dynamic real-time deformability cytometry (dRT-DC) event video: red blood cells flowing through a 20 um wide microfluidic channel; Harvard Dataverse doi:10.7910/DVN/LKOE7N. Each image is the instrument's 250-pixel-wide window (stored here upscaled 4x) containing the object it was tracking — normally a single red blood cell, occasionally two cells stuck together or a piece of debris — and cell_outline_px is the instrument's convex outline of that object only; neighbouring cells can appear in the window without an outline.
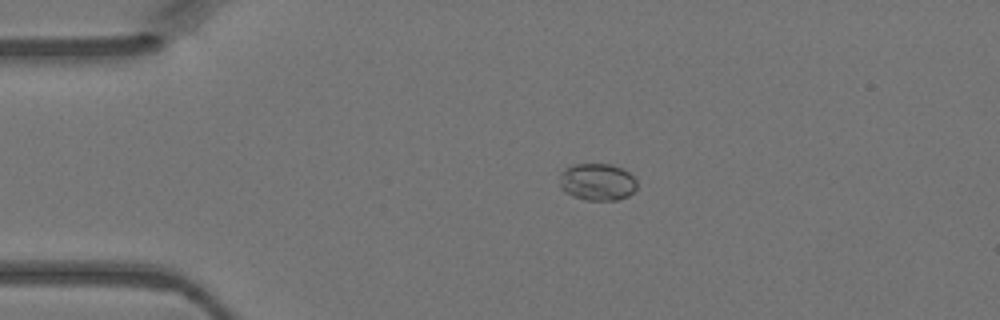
{"species": "Egyptian fruit bat (a non-hibernating species)", "species_latin": "Rousettus aegyptiacus", "temperature_condition": "warm", "stored_images_in_passage": 38, "camera_frame_rate_fps": 3000, "um_per_image_px": 0.085, "animal": {"sex": "female"}, "frame": {"image": 1, "passage_image": 1, "time_ms": 0.0, "image_size_px": [1000, 320], "cell_outline_px": [[636, 188], [628, 196], [616, 200], [584, 200], [572, 196], [564, 192], [560, 188], [560, 172], [564, 168], [572, 164], [612, 164], [628, 172], [636, 180]], "centroid_in_image_um": [50.72, 15.46], "position_along_channel_um": 34.3, "area_um2": 16.88}}
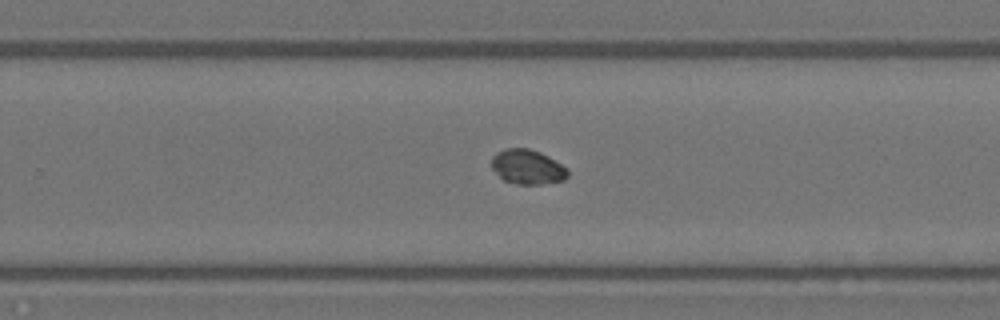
{"frame": {"image": 2, "passage_image": 21, "time_ms": 6.667, "image_size_px": [1000, 320], "cell_outline_px": [[568, 176], [564, 180], [540, 184], [516, 184], [504, 180], [492, 168], [492, 156], [496, 152], [504, 148], [528, 148], [540, 152], [548, 156], [568, 168]], "centroid_in_image_um": [44.84, 14.18], "position_along_channel_um": 285.0, "area_um2": 15.37}}
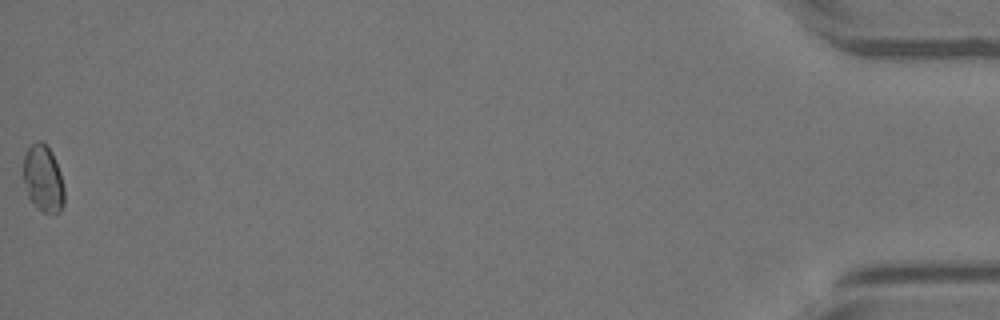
{"frame": {"image": 3, "passage_image": 38, "time_ms": 12.333, "image_size_px": [1000, 320], "cell_outline_px": [[64, 204], [60, 212], [44, 212], [28, 196], [24, 180], [24, 156], [28, 148], [36, 140], [40, 140], [52, 152], [60, 172], [64, 188]], "centroid_in_image_um": [3.69, 15.15], "position_along_channel_um": 431.5, "area_um2": 15.55}}